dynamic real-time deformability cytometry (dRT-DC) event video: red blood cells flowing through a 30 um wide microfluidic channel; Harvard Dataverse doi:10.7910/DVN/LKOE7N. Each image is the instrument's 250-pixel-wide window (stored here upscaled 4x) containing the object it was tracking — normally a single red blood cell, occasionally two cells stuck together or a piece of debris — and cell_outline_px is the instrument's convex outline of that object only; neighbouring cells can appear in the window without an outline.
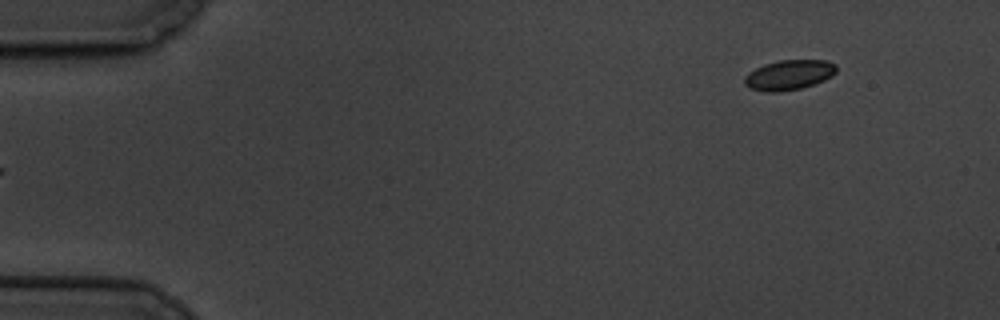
{"species": "common noctule bat (a hibernating species)", "species_latin": "Nyctalus noctula", "temperature_condition": "cold", "stored_images_in_passage": 6, "segment_of_instrument_passage": [2, 2], "camera_frame_rate_fps": 3000, "um_per_image_px": 0.085, "animal": {"sex": "male", "body_mass_g": 19.5, "forearm_length_mm": 54.6}, "frame": {"image": 1, "passage_image": 6, "time_ms": 6.667, "image_size_px": [1000, 320], "cell_outline_px": [[836, 72], [832, 76], [824, 80], [800, 88], [776, 92], [768, 92], [748, 88], [744, 84], [744, 76], [748, 72], [764, 64], [780, 60], [824, 60], [836, 64]], "centroid_in_image_um": [67.03, 6.36], "position_along_channel_um": 18.0, "area_um2": 16.01}}